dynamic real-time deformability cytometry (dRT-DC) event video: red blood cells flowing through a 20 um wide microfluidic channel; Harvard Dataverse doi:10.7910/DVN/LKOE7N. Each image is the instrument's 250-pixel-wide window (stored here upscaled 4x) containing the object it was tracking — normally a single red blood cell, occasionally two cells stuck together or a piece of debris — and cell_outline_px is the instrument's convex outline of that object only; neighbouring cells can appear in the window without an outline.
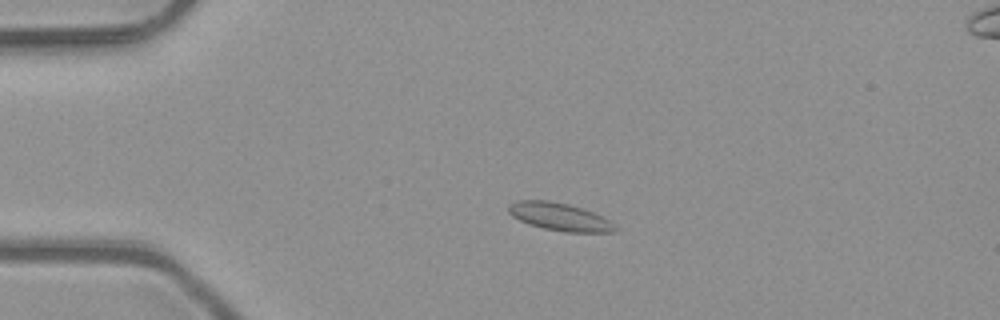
{"species": "common noctule bat (a hibernating species)", "species_latin": "Nyctalus noctula", "temperature_condition": "room temperature", "stored_images_in_passage": 4, "camera_frame_rate_fps": 3000, "um_per_image_px": 0.085, "animal": {"sex": "male", "body_mass_g": 23.1, "forearm_length_mm": 52.7}, "frame": {"image": 1, "passage_image": 2, "time_ms": 0.333, "image_size_px": [1000, 320], "cell_outline_px": [[616, 232], [564, 232], [544, 228], [528, 224], [512, 216], [508, 212], [508, 204], [516, 200], [548, 200], [568, 204], [592, 212], [608, 220], [616, 228]], "centroid_in_image_um": [47.5, 18.42], "position_along_channel_um": 37.5, "area_um2": 17.05}}